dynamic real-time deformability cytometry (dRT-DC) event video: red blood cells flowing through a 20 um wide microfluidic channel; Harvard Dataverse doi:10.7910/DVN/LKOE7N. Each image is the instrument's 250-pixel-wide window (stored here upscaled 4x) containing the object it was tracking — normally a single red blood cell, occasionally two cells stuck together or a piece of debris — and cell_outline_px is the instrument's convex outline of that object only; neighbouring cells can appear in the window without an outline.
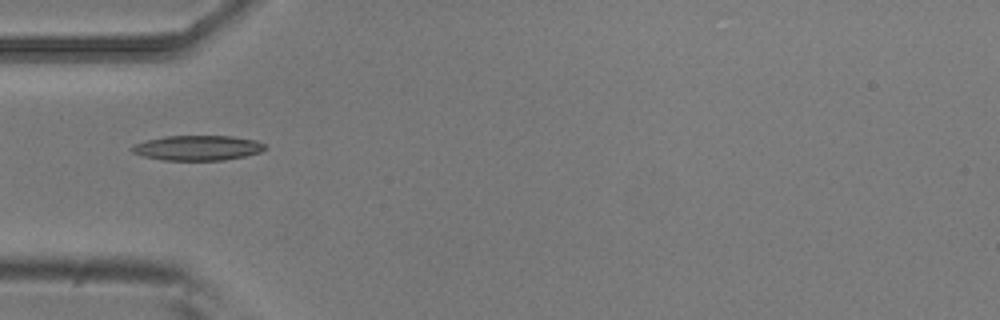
{"species": "common noctule bat (a hibernating species)", "species_latin": "Nyctalus noctula", "temperature_condition": "room temperature", "stored_images_in_passage": 7, "camera_frame_rate_fps": 3000, "um_per_image_px": 0.085, "animal": {"sex": "male", "body_mass_g": 20.5, "forearm_length_mm": 52.5}, "frame": {"image": 1, "passage_image": 5, "time_ms": 1.333, "image_size_px": [1000, 320], "cell_outline_px": [[268, 148], [260, 152], [244, 156], [224, 160], [164, 160], [144, 156], [132, 152], [132, 148], [136, 144], [148, 140], [164, 136], [232, 136], [256, 140], [264, 144]], "centroid_in_image_um": [16.85, 12.57], "position_along_channel_um": 68.2, "area_um2": 19.19}}
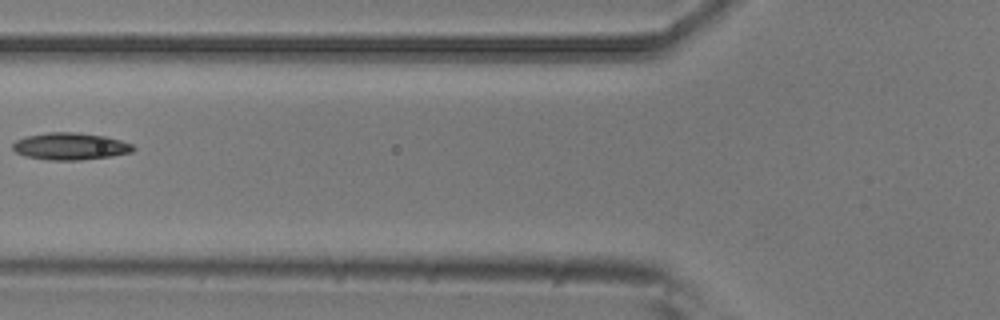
{"frame": {"image": 2, "passage_image": 6, "time_ms": 1.667, "image_size_px": [1000, 320], "cell_outline_px": [[136, 148], [132, 152], [112, 156], [80, 160], [48, 160], [24, 156], [16, 152], [12, 148], [12, 144], [16, 140], [24, 136], [48, 132], [76, 132], [104, 136], [120, 140], [132, 144]], "centroid_in_image_um": [5.95, 12.43], "position_along_channel_um": 119.8, "area_um2": 19.13}}
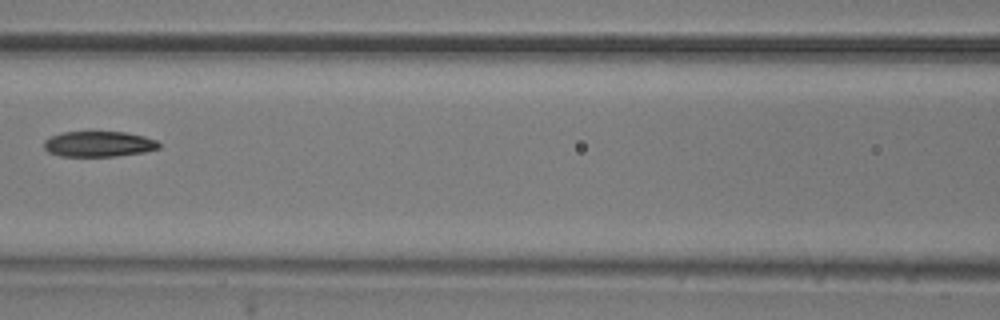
{"frame": {"image": 3, "passage_image": 7, "time_ms": 2.0, "image_size_px": [1000, 320], "cell_outline_px": [[160, 148], [144, 152], [116, 156], [60, 156], [48, 152], [44, 148], [44, 140], [60, 132], [88, 128], [124, 132], [144, 136], [156, 140], [160, 144]], "centroid_in_image_um": [8.35, 12.18], "position_along_channel_um": 158.3, "area_um2": 18.03}}